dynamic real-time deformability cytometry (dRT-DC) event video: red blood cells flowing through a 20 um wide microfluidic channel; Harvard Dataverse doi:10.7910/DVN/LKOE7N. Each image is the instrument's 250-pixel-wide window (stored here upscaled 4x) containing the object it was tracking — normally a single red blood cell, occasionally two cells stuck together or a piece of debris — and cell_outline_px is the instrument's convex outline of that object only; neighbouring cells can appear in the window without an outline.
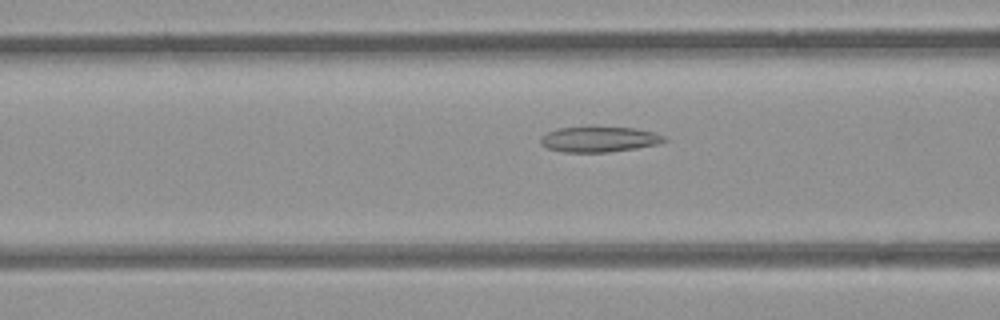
{"species": "common noctule bat (a hibernating species)", "species_latin": "Nyctalus noctula", "temperature_condition": "room temperature", "stored_images_in_passage": 45, "camera_frame_rate_fps": 3000, "um_per_image_px": 0.085, "animal": {"sex": "female", "body_mass_g": 21.9}, "frame": {"image": 1, "passage_image": 13, "time_ms": 4.0, "image_size_px": [1000, 320], "cell_outline_px": [[668, 140], [656, 144], [636, 148], [608, 152], [564, 152], [548, 148], [540, 144], [540, 136], [556, 128], [632, 128], [652, 132], [664, 136]], "centroid_in_image_um": [50.89, 11.85], "position_along_channel_um": 115.7, "area_um2": 17.92}}
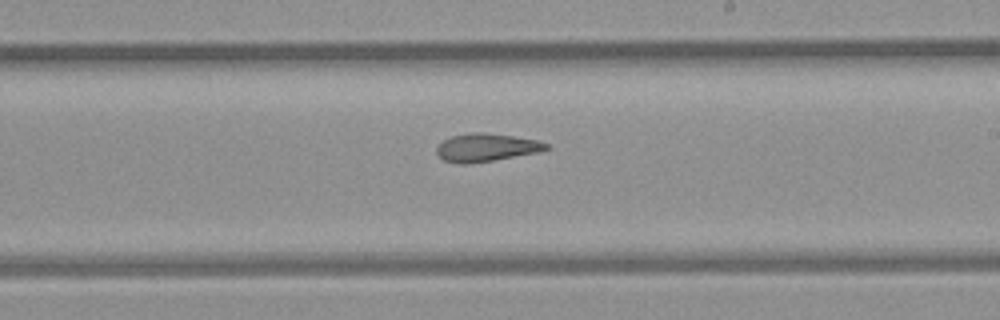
{"frame": {"image": 2, "passage_image": 23, "time_ms": 7.333, "image_size_px": [1000, 320], "cell_outline_px": [[552, 148], [540, 152], [468, 164], [460, 164], [444, 160], [436, 152], [436, 148], [444, 140], [452, 136], [476, 132], [484, 132], [512, 136], [536, 140], [548, 144]], "centroid_in_image_um": [41.36, 12.54], "position_along_channel_um": 247.6, "area_um2": 17.69}}
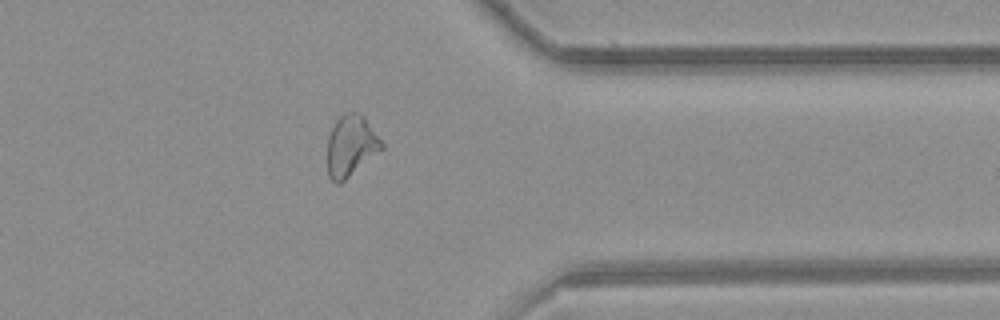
{"frame": {"image": 3, "passage_image": 34, "time_ms": 11.0, "image_size_px": [1000, 320], "cell_outline_px": [[384, 148], [340, 184], [336, 184], [328, 176], [328, 136], [336, 120], [344, 112], [360, 112], [364, 116], [384, 144]], "centroid_in_image_um": [29.83, 12.38], "position_along_channel_um": 381.6, "area_um2": 19.36}, "authors_computed_cell_mechanics": {"area_um2": 19.1318, "velocity_mm_per_s": 3.9497, "shape_relaxation_time_tau1_ms": null, "shape_relaxation_time_tau2_ms": 5.5017, "deformation_change_tau1": null, "deformation_change_tau2": 0.1566}}